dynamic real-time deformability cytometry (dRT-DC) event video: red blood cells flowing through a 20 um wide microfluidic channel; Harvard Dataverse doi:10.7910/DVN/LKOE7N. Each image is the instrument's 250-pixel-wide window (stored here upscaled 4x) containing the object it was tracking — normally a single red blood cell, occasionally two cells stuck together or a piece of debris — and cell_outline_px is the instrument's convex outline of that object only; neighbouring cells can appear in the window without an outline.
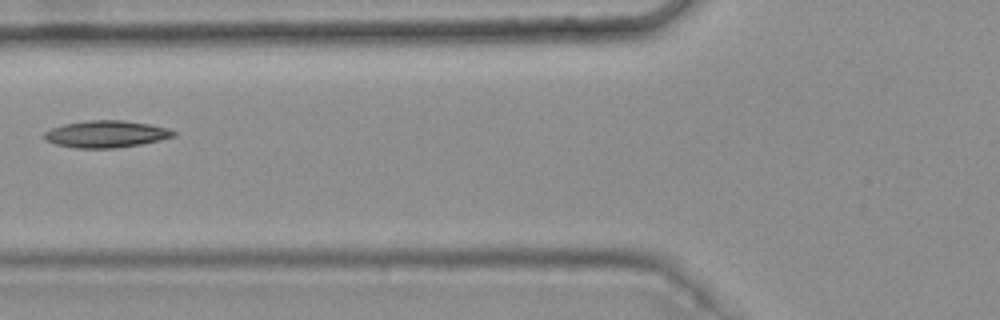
{"species": "common noctule bat (a hibernating species)", "species_latin": "Nyctalus noctula", "temperature_condition": "warm", "stored_images_in_passage": 5, "camera_frame_rate_fps": 3000, "um_per_image_px": 0.085, "animal": {"sex": "female", "body_mass_g": 25.1}, "frame": {"image": 1, "passage_image": 4, "time_ms": 1.0, "image_size_px": [1000, 320], "cell_outline_px": [[176, 136], [160, 140], [140, 144], [116, 148], [76, 148], [56, 144], [44, 140], [44, 132], [52, 128], [64, 124], [88, 120], [124, 120], [148, 124], [168, 128], [176, 132]], "centroid_in_image_um": [9.02, 11.39], "position_along_channel_um": 116.8, "area_um2": 20.29}}
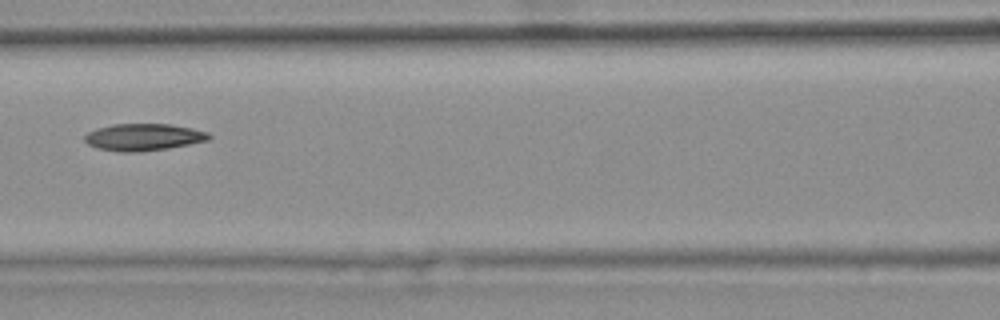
{"frame": {"image": 2, "passage_image": 5, "time_ms": 1.333, "image_size_px": [1000, 320], "cell_outline_px": [[212, 136], [208, 140], [168, 148], [140, 152], [120, 152], [96, 148], [88, 144], [84, 140], [84, 136], [88, 132], [96, 128], [112, 124], [172, 124], [192, 128], [208, 132]], "centroid_in_image_um": [12.17, 11.65], "position_along_channel_um": 154.4, "area_um2": 19.65}}